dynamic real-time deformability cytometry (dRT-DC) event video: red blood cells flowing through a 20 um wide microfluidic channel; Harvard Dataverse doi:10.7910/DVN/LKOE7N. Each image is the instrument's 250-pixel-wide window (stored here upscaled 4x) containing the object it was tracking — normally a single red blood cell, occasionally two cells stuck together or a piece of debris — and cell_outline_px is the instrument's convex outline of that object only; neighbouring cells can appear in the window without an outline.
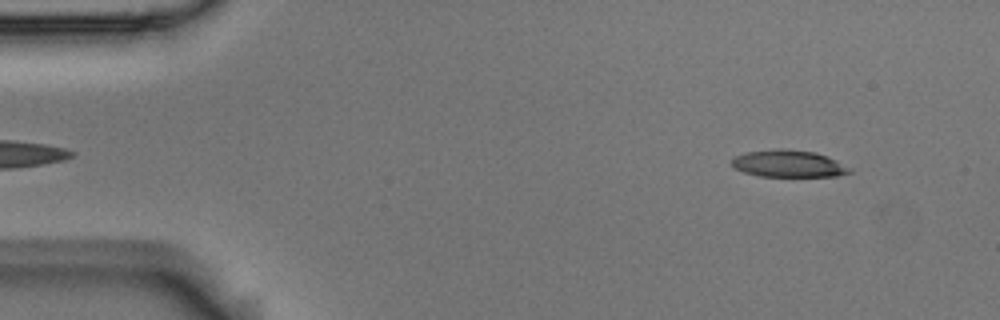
{"species": "Egyptian fruit bat (a non-hibernating species)", "species_latin": "Rousettus aegyptiacus", "temperature_condition": "room temperature", "stored_images_in_passage": 52, "camera_frame_rate_fps": 3000, "um_per_image_px": 0.085, "animal": {"sex": "male"}, "frame": {"image": 1, "passage_image": 4, "time_ms": 1.0, "image_size_px": [1000, 320], "cell_outline_px": [[852, 172], [836, 176], [760, 176], [744, 172], [736, 168], [732, 164], [732, 160], [736, 156], [748, 152], [780, 148], [816, 152], [828, 156], [852, 168]], "centroid_in_image_um": [67.08, 13.91], "position_along_channel_um": 17.9, "area_um2": 18.44}}
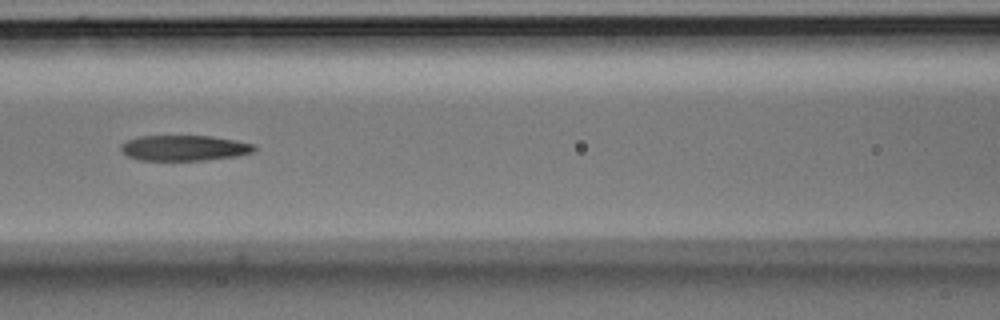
{"frame": {"image": 2, "passage_image": 22, "time_ms": 7.0, "image_size_px": [1000, 320], "cell_outline_px": [[256, 152], [236, 156], [204, 160], [140, 160], [128, 156], [120, 152], [120, 144], [136, 136], [212, 136], [236, 140], [256, 144]], "centroid_in_image_um": [15.67, 12.57], "position_along_channel_um": 150.9, "area_um2": 20.06}}
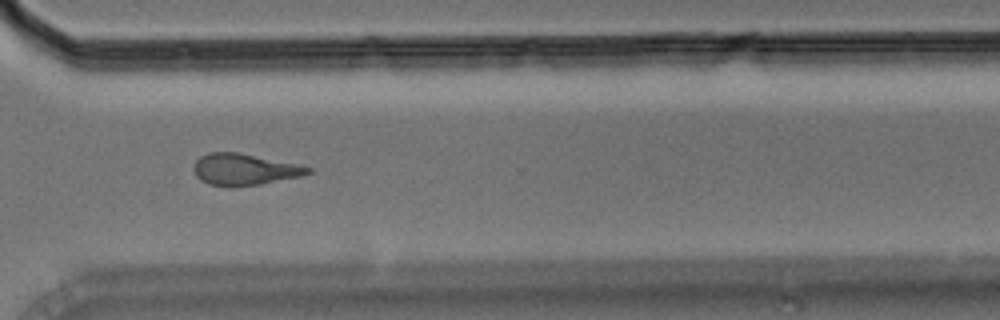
{"frame": {"image": 3, "passage_image": 38, "time_ms": 12.333, "image_size_px": [1000, 320], "cell_outline_px": [[312, 172], [304, 176], [260, 184], [228, 188], [208, 184], [200, 180], [196, 176], [192, 168], [196, 160], [200, 156], [208, 152], [236, 152], [296, 164], [312, 168]], "centroid_in_image_um": [20.73, 14.42], "position_along_channel_um": 349.9, "area_um2": 21.15}, "authors_computed_cell_mechanics": {"area_um2": 20.8369, "velocity_mm_per_s": 3.7399, "shape_relaxation_time_tau1_ms": null, "shape_relaxation_time_tau2_ms": 6.2914, "deformation_change_tau1": null, "deformation_change_tau2": 0.1908}}